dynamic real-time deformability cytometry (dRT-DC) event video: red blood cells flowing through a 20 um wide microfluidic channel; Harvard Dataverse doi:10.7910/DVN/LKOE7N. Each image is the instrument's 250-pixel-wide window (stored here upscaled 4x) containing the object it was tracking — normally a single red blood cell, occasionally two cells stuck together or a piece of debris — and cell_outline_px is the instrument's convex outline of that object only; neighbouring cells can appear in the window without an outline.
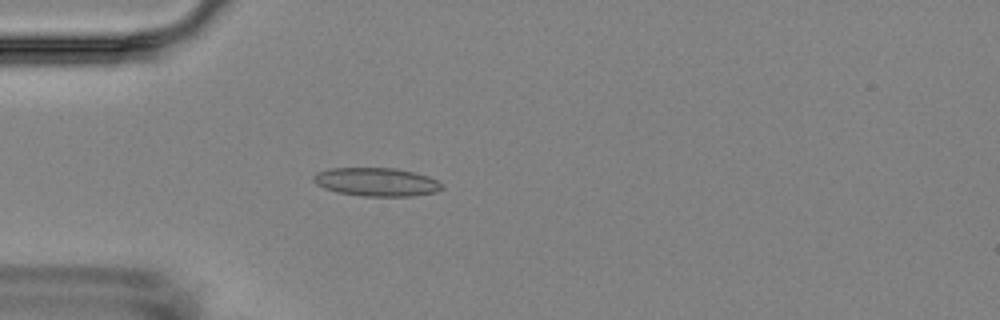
{"species": "Egyptian fruit bat (a non-hibernating species)", "species_latin": "Rousettus aegyptiacus", "temperature_condition": "room temperature", "stored_images_in_passage": 4, "camera_frame_rate_fps": 3000, "um_per_image_px": 0.085, "animal": {"sex": "female"}, "frame": {"image": 1, "passage_image": 4, "time_ms": 3.667, "image_size_px": [1000, 320], "cell_outline_px": [[444, 188], [436, 192], [412, 196], [364, 196], [336, 192], [324, 188], [316, 184], [312, 180], [312, 176], [316, 172], [328, 168], [396, 168], [428, 176], [444, 184]], "centroid_in_image_um": [31.98, 15.46], "position_along_channel_um": 53.0, "area_um2": 21.44}}